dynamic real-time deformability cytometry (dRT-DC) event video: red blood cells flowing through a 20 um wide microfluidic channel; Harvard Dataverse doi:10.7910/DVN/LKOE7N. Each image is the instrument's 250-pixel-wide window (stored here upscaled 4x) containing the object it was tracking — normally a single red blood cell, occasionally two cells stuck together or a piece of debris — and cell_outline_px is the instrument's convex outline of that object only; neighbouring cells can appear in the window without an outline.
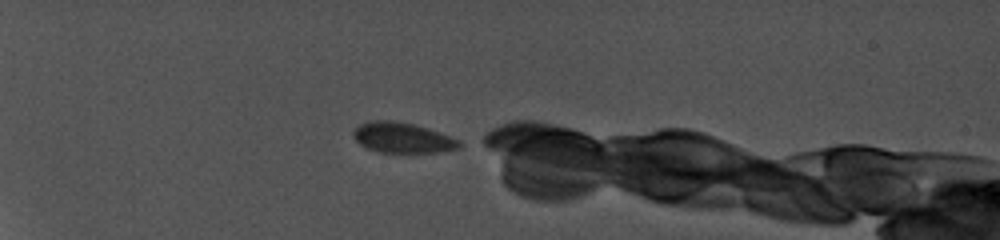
{"species": "common noctule bat (a hibernating species)", "species_latin": "Nyctalus noctula", "temperature_condition": "cold", "stored_images_in_passage": 37, "camera_frame_rate_fps": 5000, "um_per_image_px": 0.085, "animal": {"sex": "female", "body_mass_g": 19.0, "forearm_length_mm": 56.7}, "frame": {"image": 1, "passage_image": 1, "time_ms": 0.0, "image_size_px": [1000, 240], "cell_outline_px": [[468, 144], [460, 148], [436, 152], [380, 152], [368, 148], [360, 144], [352, 136], [352, 132], [360, 124], [368, 120], [392, 120], [412, 124], [428, 128], [440, 132], [460, 140]], "centroid_in_image_um": [34.25, 11.7], "position_along_channel_um": 50.7, "area_um2": 18.9}}
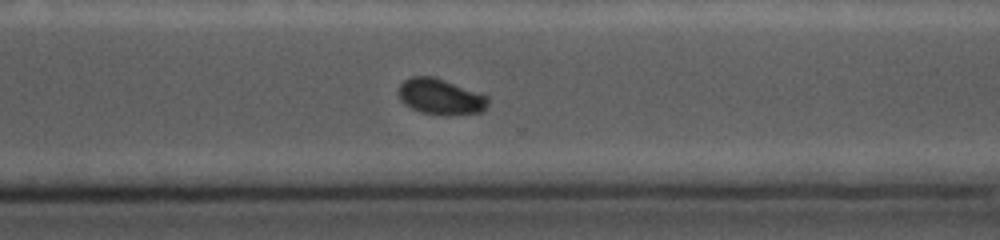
{"frame": {"image": 2, "passage_image": 29, "time_ms": 9.0, "image_size_px": [1000, 240], "cell_outline_px": [[488, 104], [484, 112], [444, 116], [420, 112], [404, 104], [400, 100], [400, 84], [404, 80], [412, 76], [432, 76], [444, 80], [488, 96]], "centroid_in_image_um": [37.46, 8.24], "position_along_channel_um": 333.1, "area_um2": 18.67}}
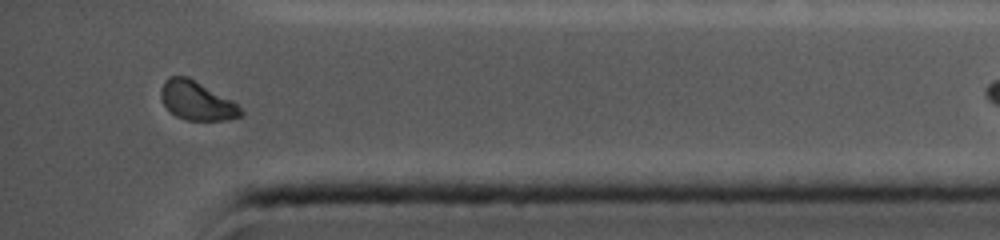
{"frame": {"image": 3, "passage_image": 37, "time_ms": 11.2, "image_size_px": [1000, 240], "cell_outline_px": [[244, 112], [240, 116], [224, 120], [184, 120], [176, 116], [164, 104], [160, 96], [160, 92], [164, 80], [168, 76], [188, 76], [232, 100]], "centroid_in_image_um": [16.7, 8.55], "position_along_channel_um": 418.5, "area_um2": 17.98}}